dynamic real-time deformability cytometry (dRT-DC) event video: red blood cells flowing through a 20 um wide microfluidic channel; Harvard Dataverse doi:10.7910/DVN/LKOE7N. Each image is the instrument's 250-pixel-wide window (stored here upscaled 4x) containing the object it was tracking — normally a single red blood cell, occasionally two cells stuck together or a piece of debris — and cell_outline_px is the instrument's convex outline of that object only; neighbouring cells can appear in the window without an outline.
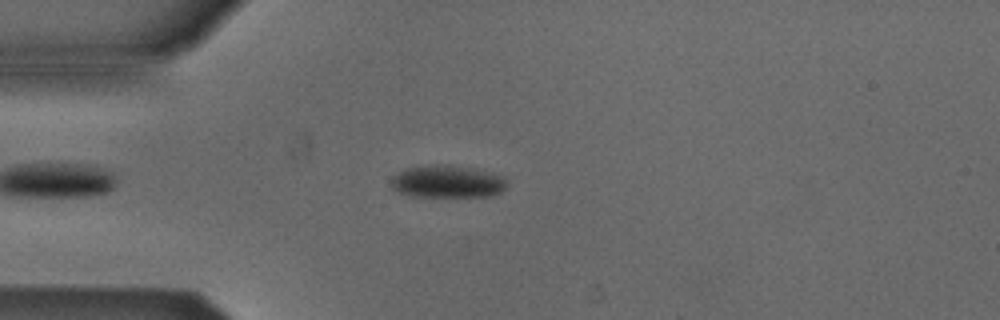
{"species": "Egyptian fruit bat (a non-hibernating species)", "species_latin": "Rousettus aegyptiacus", "temperature_condition": "cold", "stored_images_in_passage": 39, "camera_frame_rate_fps": 3000, "um_per_image_px": 0.085, "animal": {"sex": "male"}, "frame": {"image": 1, "passage_image": 7, "time_ms": 2.0, "image_size_px": [1000, 320], "cell_outline_px": [[508, 184], [500, 192], [492, 196], [412, 196], [400, 192], [392, 188], [392, 176], [404, 168], [436, 164], [448, 164], [472, 168], [492, 172], [504, 176]], "centroid_in_image_um": [38.05, 15.42], "position_along_channel_um": 47.0, "area_um2": 22.02}}
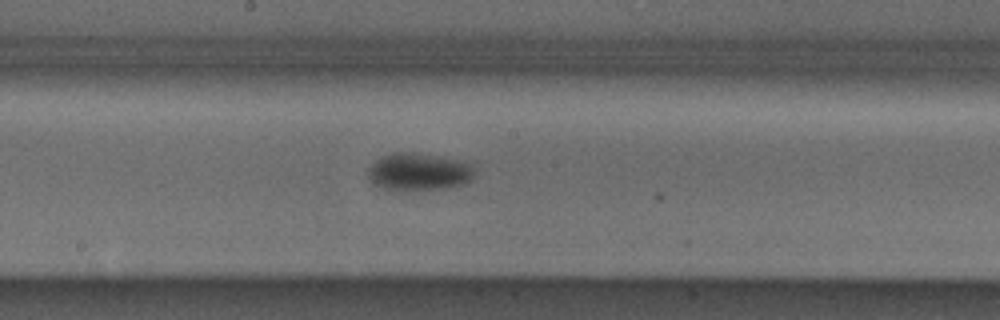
{"frame": {"image": 2, "passage_image": 21, "time_ms": 6.667, "image_size_px": [1000, 320], "cell_outline_px": [[476, 172], [472, 180], [468, 184], [448, 188], [416, 192], [396, 192], [380, 188], [372, 184], [368, 176], [368, 168], [380, 156], [392, 152], [416, 152], [476, 164]], "centroid_in_image_um": [35.61, 14.65], "position_along_channel_um": 212.6, "area_um2": 24.57}}
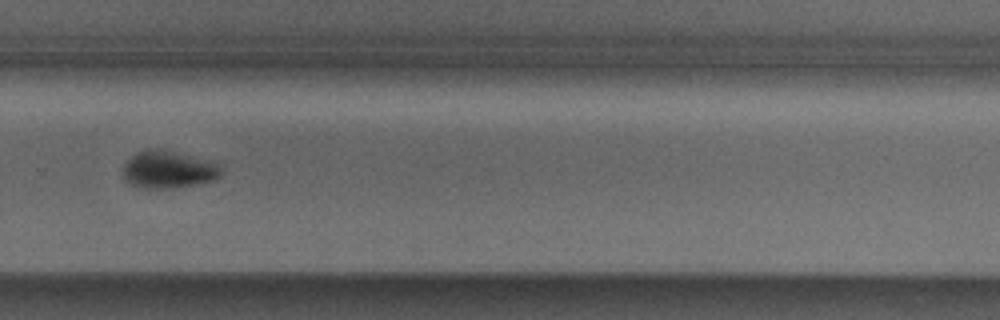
{"frame": {"image": 3, "passage_image": 29, "time_ms": 9.333, "image_size_px": [1000, 320], "cell_outline_px": [[224, 172], [220, 176], [212, 180], [200, 184], [172, 188], [144, 188], [132, 184], [124, 176], [124, 164], [136, 152], [148, 148], [160, 148], [216, 164]], "centroid_in_image_um": [14.29, 14.42], "position_along_channel_um": 315.5, "area_um2": 20.92}, "authors_computed_cell_mechanics": {"area_um2": 22.4842, "velocity_mm_per_s": 3.8656, "shape_relaxation_time_tau1_ms": 5.5523, "shape_relaxation_time_tau2_ms": null, "deformation_change_tau1": 0.118, "deformation_change_tau2": null}}